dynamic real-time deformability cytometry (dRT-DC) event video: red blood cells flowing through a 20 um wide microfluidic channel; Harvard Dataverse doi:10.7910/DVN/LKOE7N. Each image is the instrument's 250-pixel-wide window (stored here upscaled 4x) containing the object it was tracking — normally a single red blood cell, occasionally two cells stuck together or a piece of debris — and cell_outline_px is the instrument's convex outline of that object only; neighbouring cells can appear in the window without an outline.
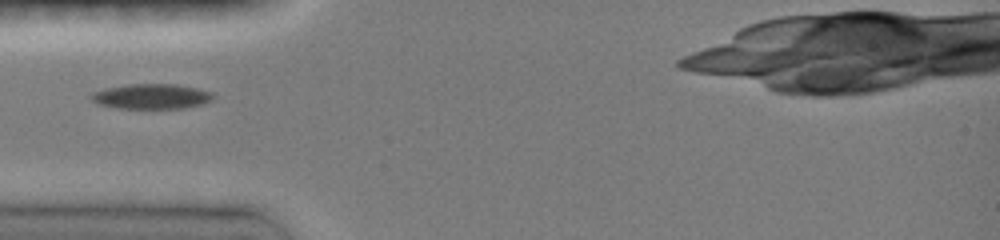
{"species": "common noctule bat (a hibernating species)", "species_latin": "Nyctalus noctula", "temperature_condition": "room temperature", "stored_images_in_passage": 2, "camera_frame_rate_fps": 3000, "um_per_image_px": 0.085, "animal": {"sex": "female", "body_mass_g": 19.0, "forearm_length_mm": 51.5}, "frame": {"image": 1, "passage_image": 1, "time_ms": 0.0, "image_size_px": [1000, 240], "cell_outline_px": [[212, 100], [204, 104], [184, 108], [116, 108], [96, 104], [88, 96], [92, 92], [104, 88], [128, 84], [176, 84], [196, 88], [212, 92]], "centroid_in_image_um": [12.82, 8.19], "position_along_channel_um": 72.2, "area_um2": 17.98}}